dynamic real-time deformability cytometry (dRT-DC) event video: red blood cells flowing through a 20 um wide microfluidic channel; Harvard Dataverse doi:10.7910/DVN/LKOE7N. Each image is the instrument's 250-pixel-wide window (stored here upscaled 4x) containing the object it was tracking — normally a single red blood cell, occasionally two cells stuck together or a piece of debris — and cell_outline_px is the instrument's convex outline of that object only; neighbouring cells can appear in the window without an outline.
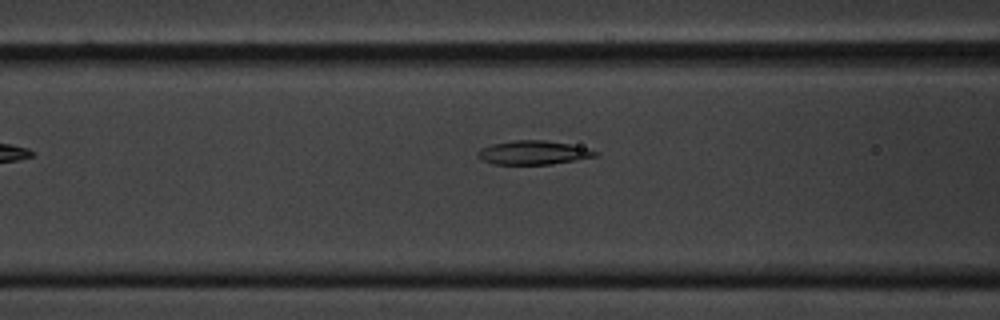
{"species": "common noctule bat (a hibernating species)", "species_latin": "Nyctalus noctula", "temperature_condition": "cold", "stored_images_in_passage": 36, "camera_frame_rate_fps": 3000, "um_per_image_px": 0.085, "animal": {"sex": "male", "body_mass_g": 20.1, "forearm_length_mm": 53.5}, "frame": {"image": 1, "passage_image": 7, "time_ms": 2.0, "image_size_px": [1000, 320], "cell_outline_px": [[600, 152], [596, 156], [552, 164], [492, 164], [476, 156], [476, 152], [480, 148], [492, 144], [516, 140], [544, 140], [568, 144]], "centroid_in_image_um": [45.28, 12.97], "position_along_channel_um": 121.3, "area_um2": 16.13}}
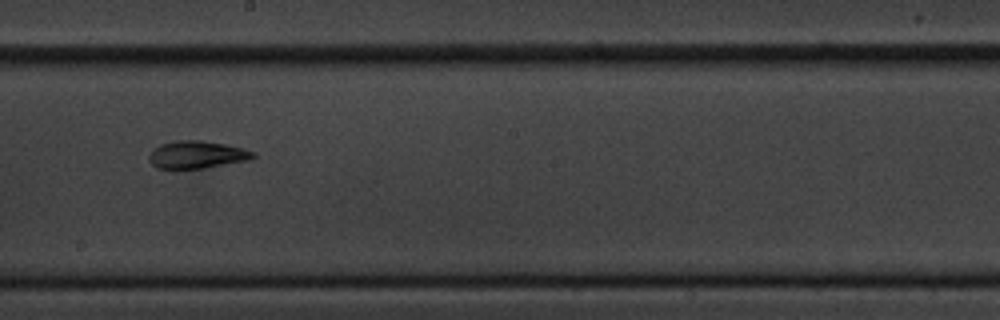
{"frame": {"image": 2, "passage_image": 17, "time_ms": 5.333, "image_size_px": [1000, 320], "cell_outline_px": [[256, 156], [252, 160], [200, 168], [156, 168], [148, 160], [148, 156], [152, 148], [160, 144], [176, 140], [200, 140], [224, 144], [256, 152]], "centroid_in_image_um": [16.71, 13.14], "position_along_channel_um": 231.5, "area_um2": 16.7}}
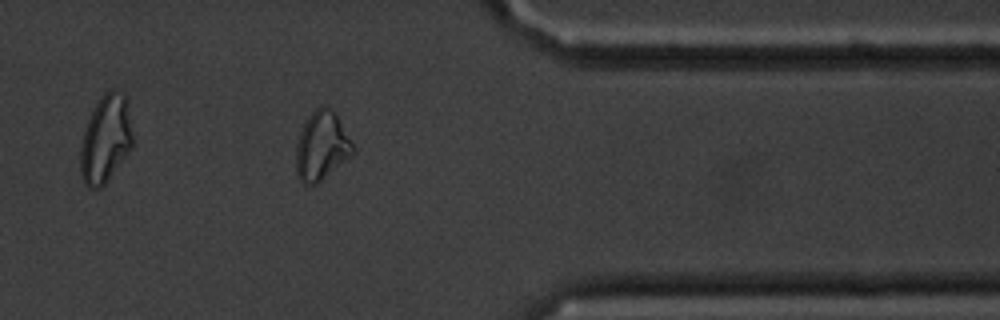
{"frame": {"image": 3, "passage_image": 32, "time_ms": 10.333, "image_size_px": [1000, 320], "cell_outline_px": [[356, 152], [316, 184], [304, 184], [300, 180], [296, 172], [296, 144], [300, 132], [308, 116], [320, 104], [328, 104], [336, 112], [356, 148]], "centroid_in_image_um": [27.37, 12.36], "position_along_channel_um": 384.0, "area_um2": 23.12}, "authors_computed_cell_mechanics": {"area_um2": 16.6464, "velocity_mm_per_s": 3.3109, "shape_relaxation_time_tau1_ms": 8.4677, "shape_relaxation_time_tau2_ms": 4.852, "deformation_change_tau1": 0.1799, "deformation_change_tau2": 0.1041}}